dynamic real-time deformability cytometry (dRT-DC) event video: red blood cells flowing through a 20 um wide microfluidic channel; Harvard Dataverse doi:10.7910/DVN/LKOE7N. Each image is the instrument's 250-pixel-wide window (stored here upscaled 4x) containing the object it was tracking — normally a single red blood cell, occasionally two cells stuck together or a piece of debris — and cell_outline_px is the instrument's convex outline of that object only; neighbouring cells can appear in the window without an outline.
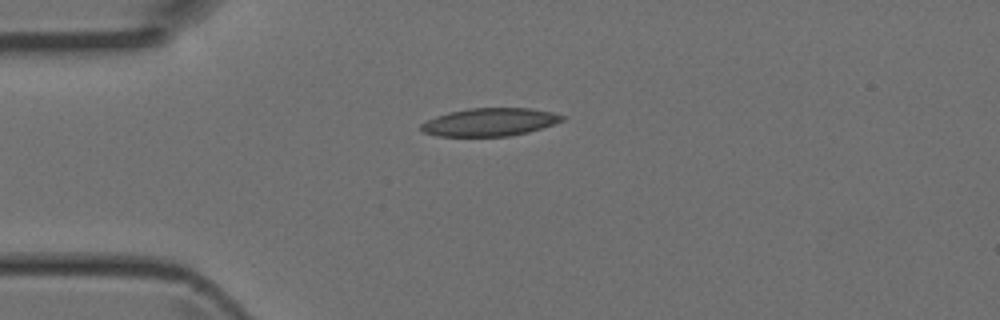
{"species": "Egyptian fruit bat (a non-hibernating species)", "species_latin": "Rousettus aegyptiacus", "temperature_condition": "room temperature", "stored_images_in_passage": 1, "camera_frame_rate_fps": 3000, "um_per_image_px": 0.085, "animal": {"sex": "female"}, "frame": {"image": 1, "passage_image": 1, "time_ms": 0.0, "image_size_px": [1000, 320], "cell_outline_px": [[568, 116], [564, 120], [528, 132], [508, 136], [436, 136], [424, 132], [420, 128], [420, 124], [436, 116], [448, 112], [468, 108], [532, 108], [552, 112]], "centroid_in_image_um": [41.64, 10.37], "position_along_channel_um": 43.4, "area_um2": 23.0}}